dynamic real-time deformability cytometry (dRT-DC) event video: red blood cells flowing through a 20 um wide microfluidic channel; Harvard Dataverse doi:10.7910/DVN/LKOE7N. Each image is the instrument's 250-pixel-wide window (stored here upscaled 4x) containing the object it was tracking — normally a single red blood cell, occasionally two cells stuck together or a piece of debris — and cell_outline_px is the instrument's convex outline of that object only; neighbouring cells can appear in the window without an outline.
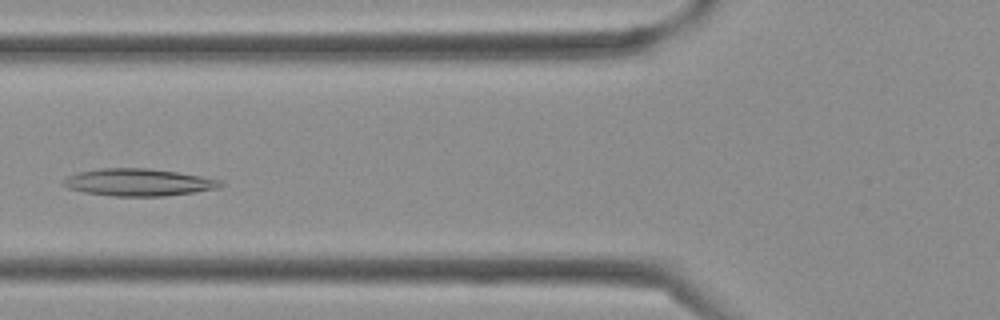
{"species": "Egyptian fruit bat (a non-hibernating species)", "species_latin": "Rousettus aegyptiacus", "temperature_condition": "cold", "stored_images_in_passage": 30, "camera_frame_rate_fps": 3000, "um_per_image_px": 0.085, "frame": {"image": 1, "passage_image": 5, "time_ms": 1.333, "image_size_px": [1000, 320], "cell_outline_px": [[224, 184], [220, 188], [164, 196], [112, 196], [84, 192], [68, 188], [60, 184], [68, 176], [80, 172], [100, 168], [148, 168], [176, 172], [200, 176], [220, 180]], "centroid_in_image_um": [11.75, 15.5], "position_along_channel_um": 114.0, "area_um2": 24.8}}
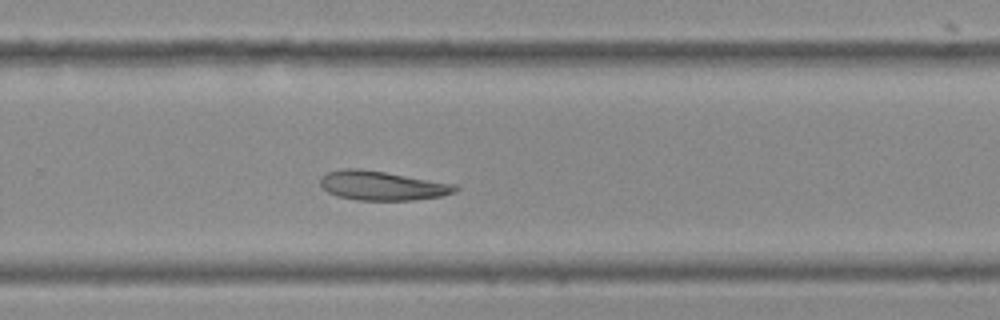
{"frame": {"image": 2, "passage_image": 16, "time_ms": 5.0, "image_size_px": [1000, 320], "cell_outline_px": [[460, 188], [456, 192], [440, 196], [412, 200], [356, 200], [340, 196], [328, 192], [320, 188], [320, 176], [328, 172], [344, 168], [360, 168], [456, 184]], "centroid_in_image_um": [32.46, 15.77], "position_along_channel_um": 297.3, "area_um2": 23.0}}
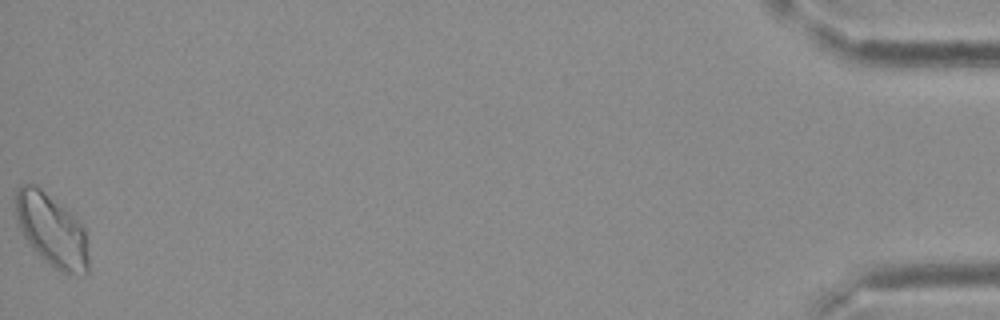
{"frame": {"image": 3, "passage_image": 30, "time_ms": 9.667, "image_size_px": [1000, 320], "cell_outline_px": [[88, 276], [64, 272], [56, 268], [44, 260], [28, 244], [16, 224], [12, 196], [16, 188], [20, 184], [36, 184], [64, 208], [84, 228], [88, 256]], "centroid_in_image_um": [4.3, 19.53], "position_along_channel_um": 430.9, "area_um2": 31.15}}